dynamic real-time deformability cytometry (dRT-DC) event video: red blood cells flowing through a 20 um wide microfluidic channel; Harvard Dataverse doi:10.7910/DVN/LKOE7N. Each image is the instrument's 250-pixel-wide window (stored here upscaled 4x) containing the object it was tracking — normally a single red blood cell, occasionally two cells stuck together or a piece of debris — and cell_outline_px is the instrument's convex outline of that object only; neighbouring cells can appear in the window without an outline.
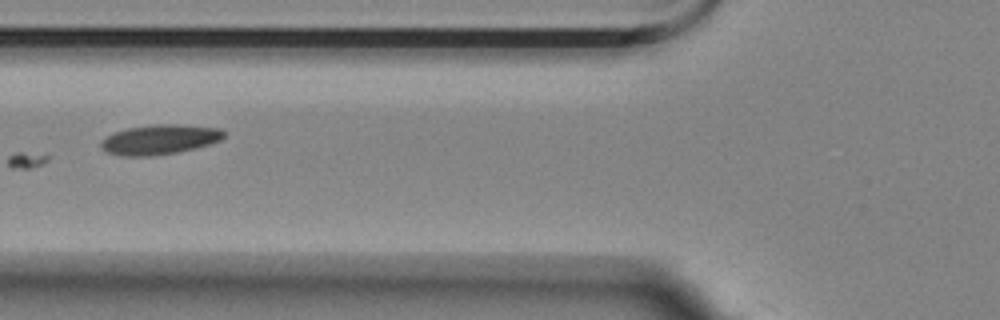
{"species": "Egyptian fruit bat (a non-hibernating species)", "species_latin": "Rousettus aegyptiacus", "temperature_condition": "room temperature", "stored_images_in_passage": 10, "camera_frame_rate_fps": 3000, "um_per_image_px": 0.085, "animal": {"sex": "female"}, "frame": {"image": 1, "passage_image": 7, "time_ms": 2.0, "image_size_px": [1000, 320], "cell_outline_px": [[224, 136], [220, 140], [208, 144], [176, 152], [148, 156], [124, 156], [104, 152], [100, 148], [100, 144], [108, 136], [116, 132], [128, 128], [152, 124], [180, 124], [220, 128], [224, 132]], "centroid_in_image_um": [13.55, 11.85], "position_along_channel_um": 112.3, "area_um2": 21.1}}
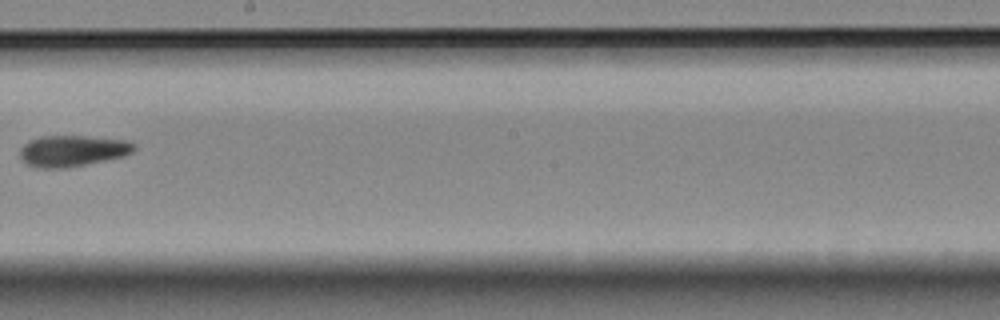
{"frame": {"image": 2, "passage_image": 10, "time_ms": 3.0, "image_size_px": [1000, 320], "cell_outline_px": [[136, 148], [132, 152], [124, 156], [64, 168], [40, 168], [28, 164], [20, 156], [20, 148], [28, 140], [40, 136], [88, 136], [128, 140], [136, 144]], "centroid_in_image_um": [6.17, 12.8], "position_along_channel_um": 242.0, "area_um2": 20.69}}